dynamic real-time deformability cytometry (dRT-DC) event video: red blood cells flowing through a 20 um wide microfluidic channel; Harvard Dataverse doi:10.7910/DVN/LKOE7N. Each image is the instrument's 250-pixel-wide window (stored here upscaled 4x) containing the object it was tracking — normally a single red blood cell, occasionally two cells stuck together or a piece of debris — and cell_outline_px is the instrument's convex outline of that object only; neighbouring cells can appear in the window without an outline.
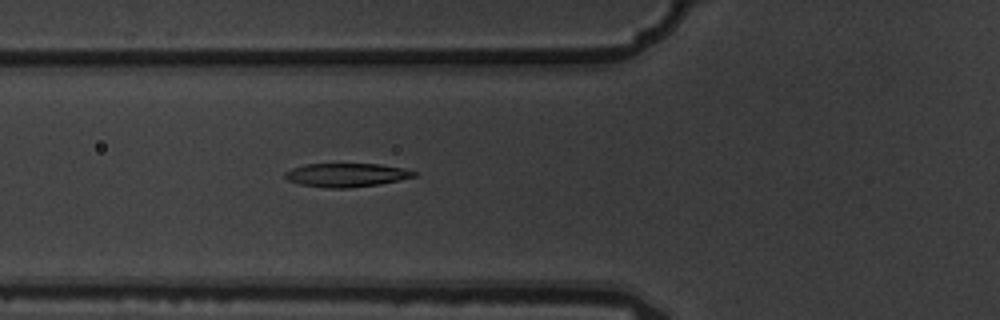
{"species": "common noctule bat (a hibernating species)", "species_latin": "Nyctalus noctula", "temperature_condition": "warm", "stored_images_in_passage": 4, "camera_frame_rate_fps": 3000, "um_per_image_px": 0.085, "animal": {"sex": "male", "body_mass_g": 19.5, "forearm_length_mm": 54.6}, "frame": {"image": 1, "passage_image": 4, "time_ms": 1.0, "image_size_px": [1000, 320], "cell_outline_px": [[416, 176], [380, 184], [348, 188], [328, 188], [300, 184], [288, 180], [284, 176], [284, 172], [292, 168], [304, 164], [380, 164], [404, 168], [416, 172]], "centroid_in_image_um": [29.43, 14.87], "position_along_channel_um": 96.4, "area_um2": 17.74}}